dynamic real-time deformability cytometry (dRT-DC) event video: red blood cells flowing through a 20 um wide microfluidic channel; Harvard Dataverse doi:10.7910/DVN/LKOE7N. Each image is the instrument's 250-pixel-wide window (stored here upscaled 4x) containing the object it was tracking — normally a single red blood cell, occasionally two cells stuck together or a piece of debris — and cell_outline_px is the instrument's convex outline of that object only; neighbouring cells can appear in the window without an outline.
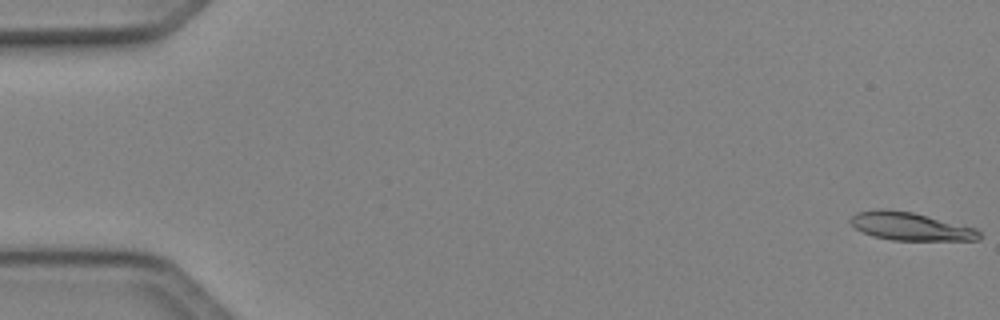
{"species": "Egyptian fruit bat (a non-hibernating species)", "species_latin": "Rousettus aegyptiacus", "temperature_condition": "cold", "stored_images_in_passage": 50, "camera_frame_rate_fps": 3000, "um_per_image_px": 0.085, "animal": {"sex": "female"}, "frame": {"image": 1, "passage_image": 1, "time_ms": 0.0, "image_size_px": [1000, 320], "cell_outline_px": [[980, 240], [892, 240], [872, 236], [856, 228], [848, 220], [856, 212], [876, 208], [884, 208], [912, 212], [976, 228], [980, 232]], "centroid_in_image_um": [77.35, 19.23], "position_along_channel_um": 7.6, "area_um2": 21.04}}
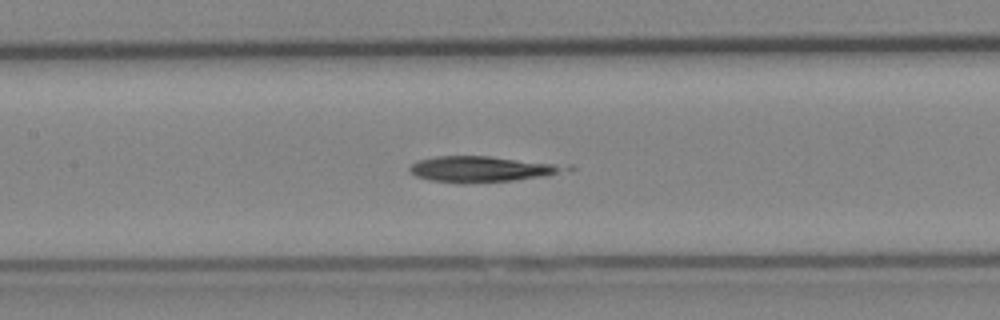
{"frame": {"image": 2, "passage_image": 24, "time_ms": 7.667, "image_size_px": [1000, 320], "cell_outline_px": [[576, 168], [544, 176], [516, 180], [464, 184], [460, 184], [428, 180], [416, 176], [408, 172], [408, 168], [412, 164], [420, 160], [436, 156], [488, 156], [572, 164]], "centroid_in_image_um": [41.03, 14.37], "position_along_channel_um": 166.4, "area_um2": 24.1}}
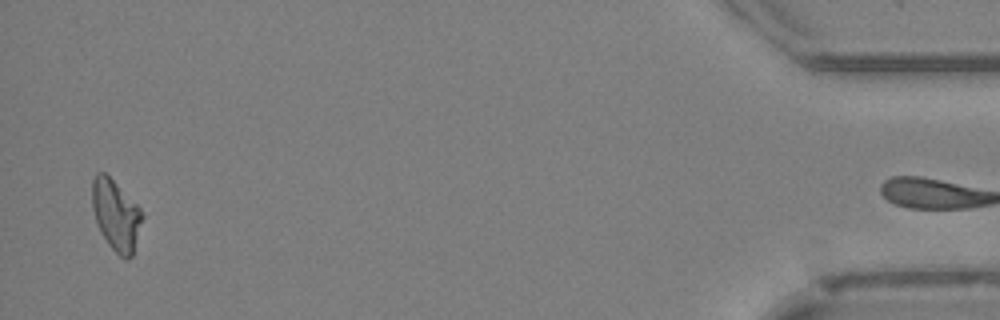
{"frame": {"image": 3, "passage_image": 49, "time_ms": 16.0, "image_size_px": [1000, 320], "cell_outline_px": [[144, 216], [132, 256], [128, 260], [124, 260], [108, 244], [96, 220], [92, 208], [92, 180], [96, 172], [104, 172], [140, 208]], "centroid_in_image_um": [9.86, 18.3], "position_along_channel_um": 425.3, "area_um2": 20.29}}